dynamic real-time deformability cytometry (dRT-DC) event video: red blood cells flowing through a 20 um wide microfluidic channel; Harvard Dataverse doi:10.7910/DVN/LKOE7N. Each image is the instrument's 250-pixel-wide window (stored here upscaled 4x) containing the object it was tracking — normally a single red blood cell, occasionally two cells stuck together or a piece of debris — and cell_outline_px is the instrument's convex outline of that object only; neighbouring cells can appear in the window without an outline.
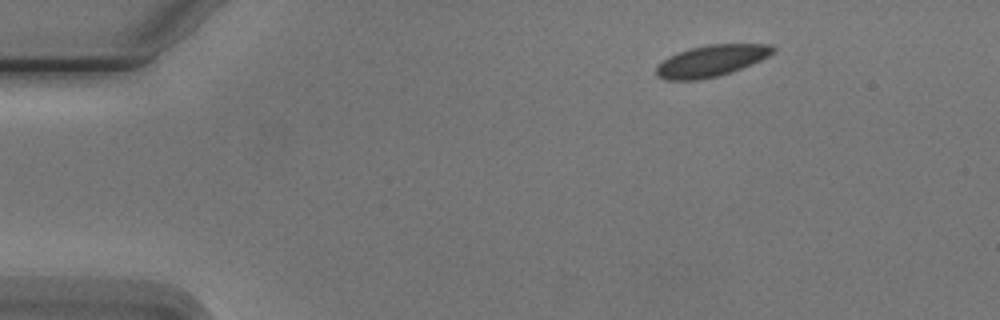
{"species": "Egyptian fruit bat (a non-hibernating species)", "species_latin": "Rousettus aegyptiacus", "temperature_condition": "cold", "stored_images_in_passage": 5, "segment_of_instrument_passage": [2, 2], "camera_frame_rate_fps": 3000, "um_per_image_px": 0.085, "animal": {"sex": "male"}, "frame": {"image": 1, "passage_image": 5, "time_ms": 5.333, "image_size_px": [1000, 320], "cell_outline_px": [[776, 52], [760, 60], [740, 68], [716, 76], [696, 80], [668, 80], [656, 76], [656, 68], [668, 56], [676, 52], [708, 44], [772, 44], [776, 48]], "centroid_in_image_um": [60.46, 5.15], "position_along_channel_um": 24.5, "area_um2": 21.15}}